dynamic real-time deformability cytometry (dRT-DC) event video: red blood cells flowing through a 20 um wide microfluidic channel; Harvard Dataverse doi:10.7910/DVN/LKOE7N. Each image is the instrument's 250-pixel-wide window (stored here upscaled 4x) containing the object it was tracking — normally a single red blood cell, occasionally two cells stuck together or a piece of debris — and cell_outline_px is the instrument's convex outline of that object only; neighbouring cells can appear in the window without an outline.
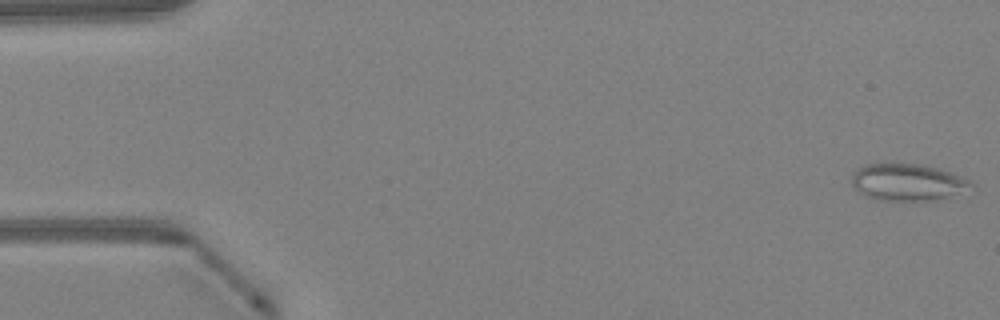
{"species": "Egyptian fruit bat (a non-hibernating species)", "species_latin": "Rousettus aegyptiacus", "temperature_condition": "warm", "stored_images_in_passage": 48, "camera_frame_rate_fps": 3000, "um_per_image_px": 0.085, "animal": {"sex": "female"}, "frame": {"image": 1, "passage_image": 1, "time_ms": 0.0, "image_size_px": [1000, 320], "cell_outline_px": [[972, 184], [948, 196], [936, 200], [884, 200], [864, 196], [852, 184], [852, 172], [856, 168], [868, 164], [920, 164], [936, 168], [960, 176], [968, 180]], "centroid_in_image_um": [77.03, 15.48], "position_along_channel_um": 8.0, "area_um2": 24.85}}
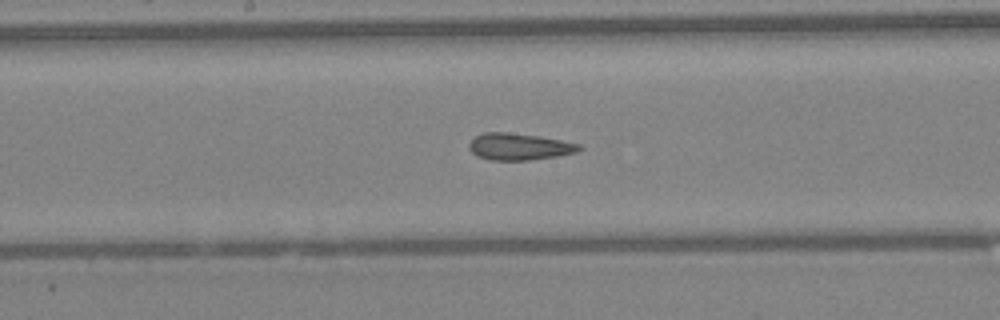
{"frame": {"image": 2, "passage_image": 25, "time_ms": 8.0, "image_size_px": [1000, 320], "cell_outline_px": [[584, 148], [576, 152], [556, 156], [528, 160], [488, 160], [476, 156], [468, 148], [468, 144], [476, 136], [484, 132], [508, 132], [540, 136], [580, 144]], "centroid_in_image_um": [44.11, 12.46], "position_along_channel_um": 204.1, "area_um2": 17.22}}
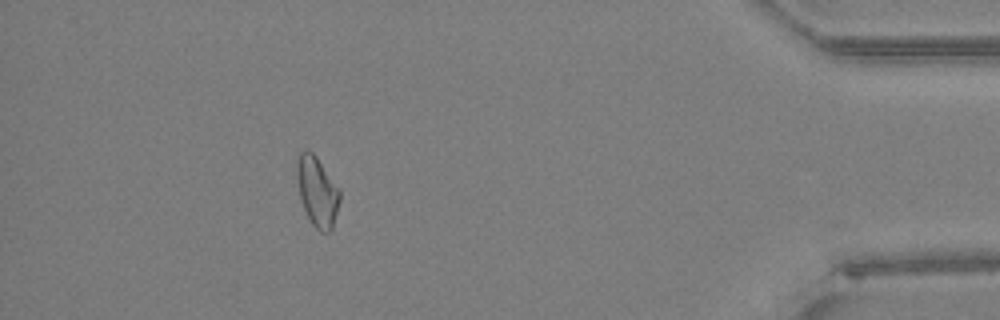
{"frame": {"image": 3, "passage_image": 43, "time_ms": 14.0, "image_size_px": [1000, 320], "cell_outline_px": [[340, 200], [332, 228], [328, 232], [320, 232], [312, 224], [300, 200], [296, 176], [296, 160], [300, 152], [304, 148], [308, 148], [316, 156], [340, 188]], "centroid_in_image_um": [26.95, 16.22], "position_along_channel_um": 408.3, "area_um2": 17.69}, "authors_computed_cell_mechanics": {"area_um2": 17.8602, "velocity_mm_per_s": 4.2904, "shape_relaxation_time_tau1_ms": null, "shape_relaxation_time_tau2_ms": 2.5523, "deformation_change_tau1": null, "deformation_change_tau2": 0.1094}}